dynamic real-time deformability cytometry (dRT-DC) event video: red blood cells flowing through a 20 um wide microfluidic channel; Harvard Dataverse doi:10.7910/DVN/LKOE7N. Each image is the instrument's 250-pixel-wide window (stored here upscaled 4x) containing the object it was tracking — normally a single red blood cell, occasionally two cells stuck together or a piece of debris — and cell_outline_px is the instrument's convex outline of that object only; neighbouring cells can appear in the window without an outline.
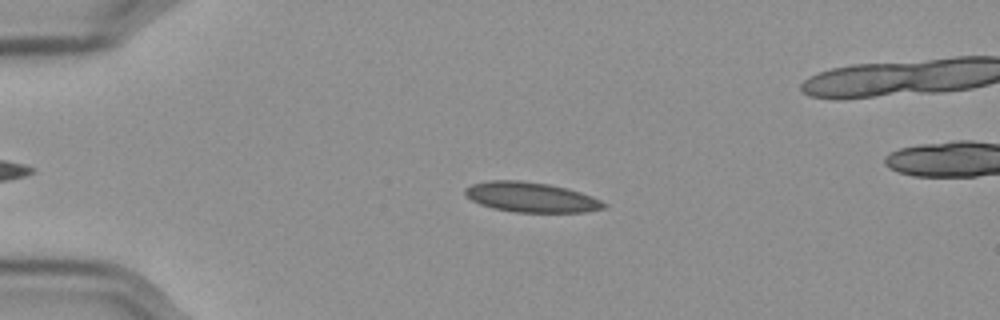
{"species": "Egyptian fruit bat (a non-hibernating species)", "species_latin": "Rousettus aegyptiacus", "temperature_condition": "cold", "stored_images_in_passage": 57, "segment_of_instrument_passage": [1, 2], "camera_frame_rate_fps": 3000, "um_per_image_px": 0.085, "frame": {"image": 1, "passage_image": 13, "time_ms": 4.0, "image_size_px": [1000, 320], "cell_outline_px": [[608, 204], [604, 208], [584, 212], [516, 212], [496, 208], [480, 204], [464, 196], [464, 188], [472, 184], [488, 180], [520, 180], [548, 184], [568, 188], [580, 192], [600, 200]], "centroid_in_image_um": [45.11, 16.75], "position_along_channel_um": 39.9, "area_um2": 24.16}}
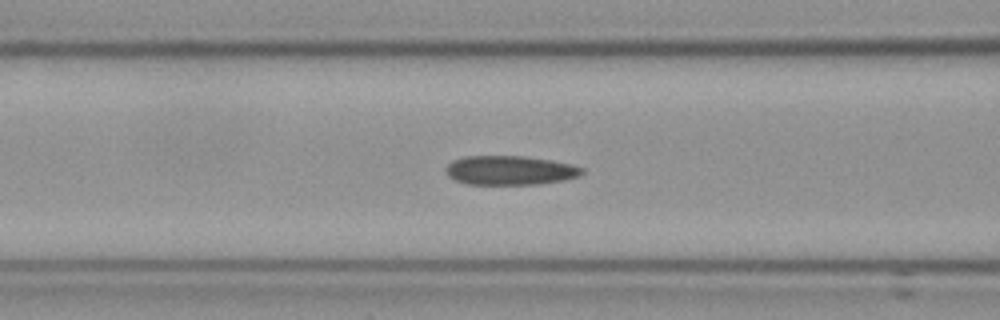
{"frame": {"image": 2, "passage_image": 23, "time_ms": 7.333, "image_size_px": [1000, 320], "cell_outline_px": [[584, 172], [580, 176], [564, 180], [536, 184], [464, 184], [448, 176], [444, 168], [452, 160], [464, 156], [524, 156], [572, 164], [584, 168]], "centroid_in_image_um": [43.33, 14.48], "position_along_channel_um": 123.3, "area_um2": 23.24}}
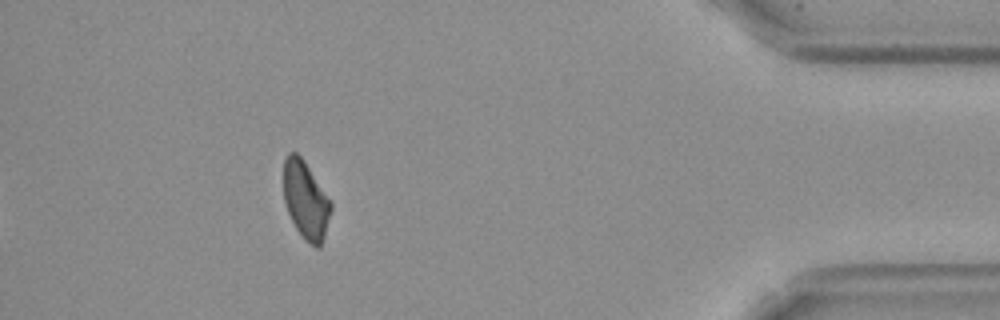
{"frame": {"image": 3, "passage_image": 51, "time_ms": 16.667, "image_size_px": [1000, 320], "cell_outline_px": [[332, 208], [324, 236], [320, 248], [316, 248], [304, 240], [296, 228], [288, 212], [284, 200], [284, 160], [288, 152], [296, 152], [304, 160], [332, 200]], "centroid_in_image_um": [26.0, 17.0], "position_along_channel_um": 409.2, "area_um2": 21.62}}